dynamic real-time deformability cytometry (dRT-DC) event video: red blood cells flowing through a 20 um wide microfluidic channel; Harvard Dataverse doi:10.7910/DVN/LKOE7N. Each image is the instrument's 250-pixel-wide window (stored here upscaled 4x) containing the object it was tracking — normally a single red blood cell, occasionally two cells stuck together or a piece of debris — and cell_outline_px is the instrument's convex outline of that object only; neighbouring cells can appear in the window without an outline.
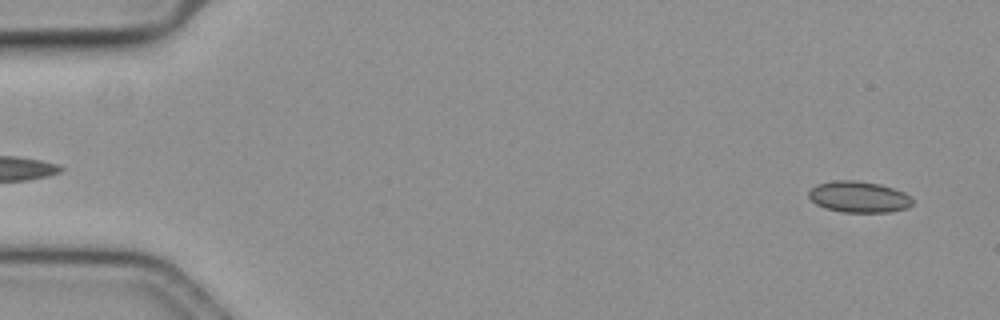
{"species": "common noctule bat (a hibernating species)", "species_latin": "Nyctalus noctula", "temperature_condition": "cold", "stored_images_in_passage": 51, "camera_frame_rate_fps": 3000, "um_per_image_px": 0.085, "animal": {"sex": "female", "body_mass_g": 19.3, "forearm_length_mm": 54.1}, "frame": {"image": 1, "passage_image": 4, "time_ms": 1.0, "image_size_px": [1000, 320], "cell_outline_px": [[912, 204], [908, 208], [888, 212], [840, 212], [824, 208], [816, 204], [808, 196], [808, 192], [812, 188], [820, 184], [840, 180], [852, 180], [880, 184], [904, 192], [912, 200]], "centroid_in_image_um": [73.0, 16.75], "position_along_channel_um": 12.0, "area_um2": 18.67}}
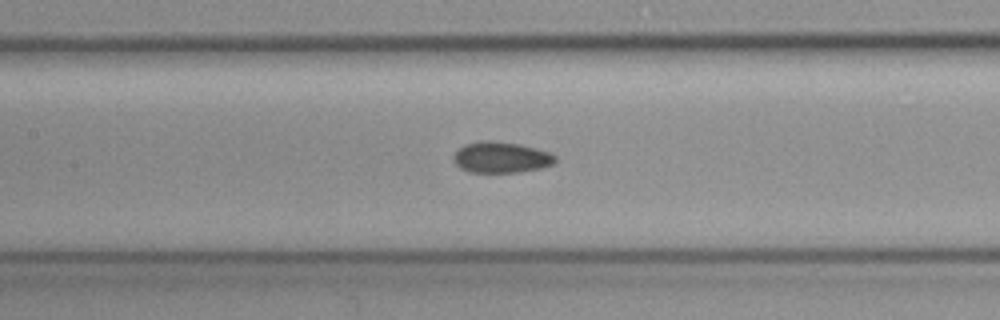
{"frame": {"image": 2, "passage_image": 28, "time_ms": 9.0, "image_size_px": [1000, 320], "cell_outline_px": [[556, 160], [552, 164], [540, 168], [520, 172], [468, 172], [460, 168], [456, 164], [452, 156], [464, 144], [480, 140], [488, 140], [520, 144], [536, 148], [548, 152], [556, 156]], "centroid_in_image_um": [42.57, 13.37], "position_along_channel_um": 164.8, "area_um2": 18.38}}
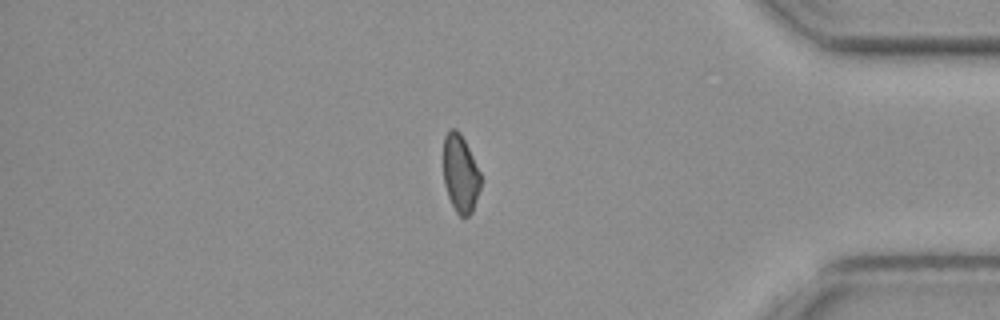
{"frame": {"image": 3, "passage_image": 50, "time_ms": 16.333, "image_size_px": [1000, 320], "cell_outline_px": [[480, 188], [472, 212], [468, 216], [460, 216], [456, 212], [448, 196], [444, 184], [444, 136], [452, 128], [456, 128], [460, 132], [480, 172]], "centroid_in_image_um": [39.13, 14.76], "position_along_channel_um": 396.1, "area_um2": 16.65}}